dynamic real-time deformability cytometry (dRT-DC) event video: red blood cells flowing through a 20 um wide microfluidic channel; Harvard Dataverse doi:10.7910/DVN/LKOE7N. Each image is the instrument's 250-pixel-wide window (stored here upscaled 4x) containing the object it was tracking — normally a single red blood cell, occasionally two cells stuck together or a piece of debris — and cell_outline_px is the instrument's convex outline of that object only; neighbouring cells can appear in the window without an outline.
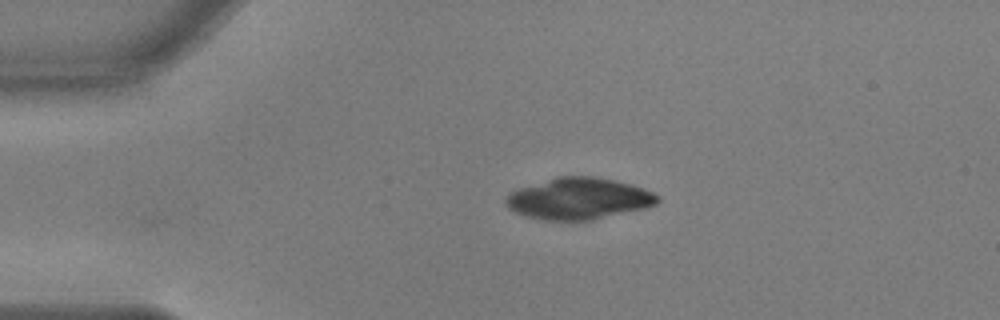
{"species": "common noctule bat (a hibernating species)", "species_latin": "Nyctalus noctula", "temperature_condition": "warm", "stored_images_in_passage": 40, "camera_frame_rate_fps": 3000, "um_per_image_px": 0.085, "animal": {"sex": "male", "body_mass_g": 17.9, "forearm_length_mm": 54.2}, "frame": {"image": 1, "passage_image": 1, "time_ms": 0.0, "image_size_px": [1000, 320], "cell_outline_px": [[660, 200], [656, 204], [648, 208], [592, 220], [540, 220], [524, 216], [508, 208], [504, 204], [504, 200], [512, 192], [520, 188], [556, 176], [592, 176], [612, 180], [644, 188], [660, 196]], "centroid_in_image_um": [49.2, 16.9], "position_along_channel_um": 35.8, "area_um2": 36.76}}